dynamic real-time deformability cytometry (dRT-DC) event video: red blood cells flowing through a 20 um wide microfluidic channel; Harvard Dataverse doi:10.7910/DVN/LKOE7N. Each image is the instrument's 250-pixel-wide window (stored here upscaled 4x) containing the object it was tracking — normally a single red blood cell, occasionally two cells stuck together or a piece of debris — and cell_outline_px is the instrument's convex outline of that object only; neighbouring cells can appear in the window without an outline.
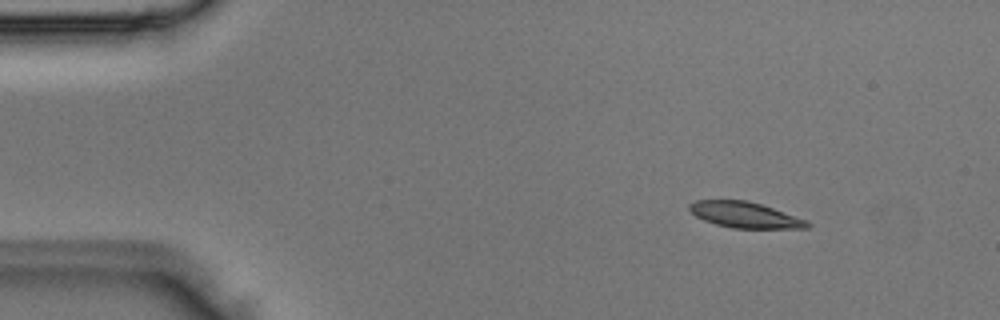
{"species": "Egyptian fruit bat (a non-hibernating species)", "species_latin": "Rousettus aegyptiacus", "temperature_condition": "room temperature", "stored_images_in_passage": 5, "camera_frame_rate_fps": 3000, "um_per_image_px": 0.085, "animal": {"sex": "male"}, "frame": {"image": 1, "passage_image": 2, "time_ms": 0.333, "image_size_px": [1000, 320], "cell_outline_px": [[812, 224], [808, 228], [732, 228], [716, 224], [704, 220], [696, 216], [688, 208], [688, 204], [696, 200], [748, 200], [808, 220]], "centroid_in_image_um": [63.32, 18.26], "position_along_channel_um": 21.7, "area_um2": 17.69}}
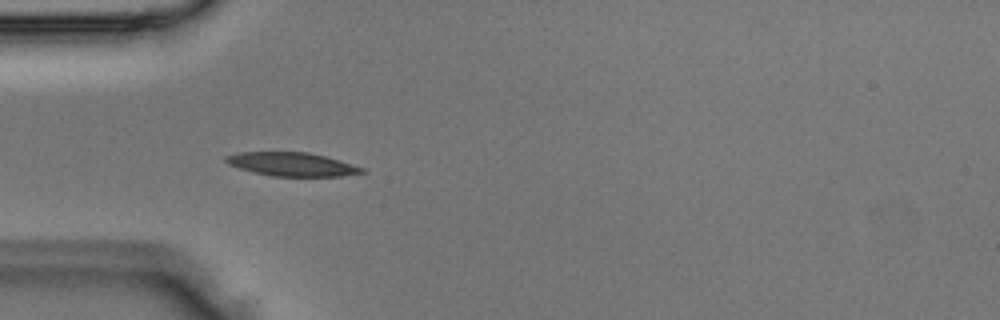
{"frame": {"image": 2, "passage_image": 4, "time_ms": 1.0, "image_size_px": [1000, 320], "cell_outline_px": [[368, 172], [340, 176], [272, 176], [240, 168], [228, 164], [224, 160], [224, 156], [240, 152], [308, 152], [324, 156], [364, 168]], "centroid_in_image_um": [24.8, 13.96], "position_along_channel_um": 60.2, "area_um2": 18.5}}